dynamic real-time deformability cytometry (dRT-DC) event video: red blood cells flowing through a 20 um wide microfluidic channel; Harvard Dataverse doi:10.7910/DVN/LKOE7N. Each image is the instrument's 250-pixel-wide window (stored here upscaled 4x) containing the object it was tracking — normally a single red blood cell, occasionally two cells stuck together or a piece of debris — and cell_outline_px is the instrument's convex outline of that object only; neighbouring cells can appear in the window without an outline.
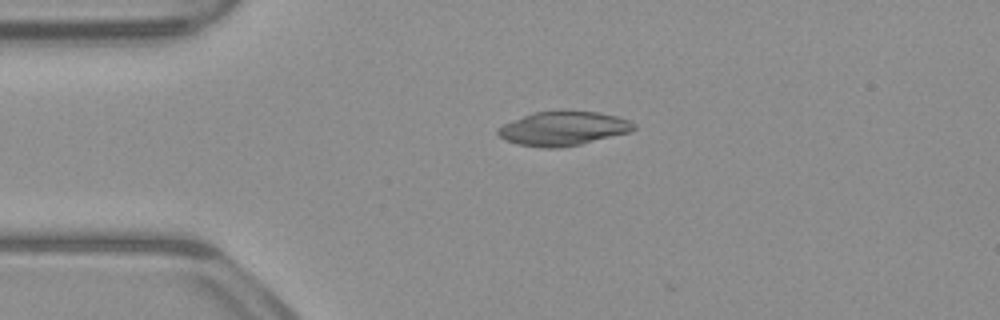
{"species": "common noctule bat (a hibernating species)", "species_latin": "Nyctalus noctula", "temperature_condition": "warm", "stored_images_in_passage": 2, "camera_frame_rate_fps": 3000, "um_per_image_px": 0.085, "animal": {"sex": "male", "body_mass_g": 23.1, "forearm_length_mm": 52.7}, "frame": {"image": 1, "passage_image": 1, "time_ms": 0.0, "image_size_px": [1000, 320], "cell_outline_px": [[636, 128], [628, 132], [580, 144], [560, 148], [544, 148], [516, 144], [504, 140], [496, 132], [496, 128], [512, 120], [532, 112], [596, 112], [616, 116], [628, 120], [636, 124]], "centroid_in_image_um": [47.81, 10.94], "position_along_channel_um": 37.2, "area_um2": 26.65}}